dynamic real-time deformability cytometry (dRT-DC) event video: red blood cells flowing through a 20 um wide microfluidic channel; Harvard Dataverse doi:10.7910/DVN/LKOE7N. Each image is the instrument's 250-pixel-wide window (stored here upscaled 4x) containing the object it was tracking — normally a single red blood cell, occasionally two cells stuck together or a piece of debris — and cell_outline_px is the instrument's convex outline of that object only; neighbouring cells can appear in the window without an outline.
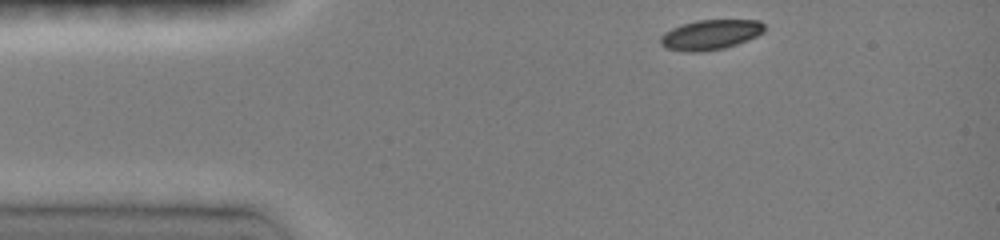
{"species": "common noctule bat (a hibernating species)", "species_latin": "Nyctalus noctula", "temperature_condition": "room temperature", "stored_images_in_passage": 36, "camera_frame_rate_fps": 3000, "um_per_image_px": 0.085, "animal": {"sex": "female", "body_mass_g": 19.0, "forearm_length_mm": 51.5}, "frame": {"image": 1, "passage_image": 1, "time_ms": 0.0, "image_size_px": [1000, 240], "cell_outline_px": [[764, 32], [748, 40], [724, 48], [700, 52], [684, 52], [664, 48], [660, 44], [660, 36], [664, 32], [672, 28], [696, 20], [760, 20], [764, 24]], "centroid_in_image_um": [60.36, 2.96], "position_along_channel_um": 24.6, "area_um2": 18.26}}
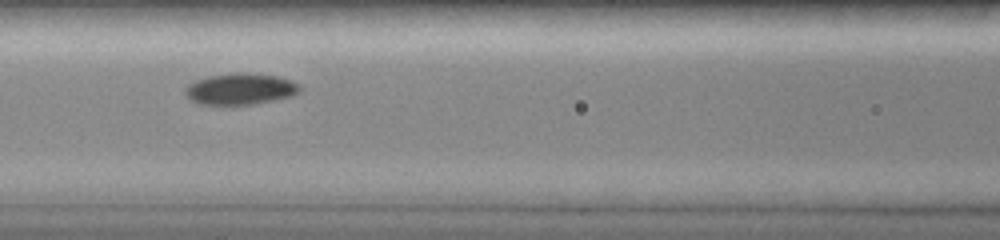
{"frame": {"image": 2, "passage_image": 14, "time_ms": 4.333, "image_size_px": [1000, 240], "cell_outline_px": [[300, 92], [292, 96], [252, 104], [196, 104], [184, 92], [184, 88], [188, 84], [196, 80], [208, 76], [236, 72], [244, 72], [280, 76], [292, 80], [300, 84]], "centroid_in_image_um": [20.45, 7.54], "position_along_channel_um": 146.2, "area_um2": 21.04}}
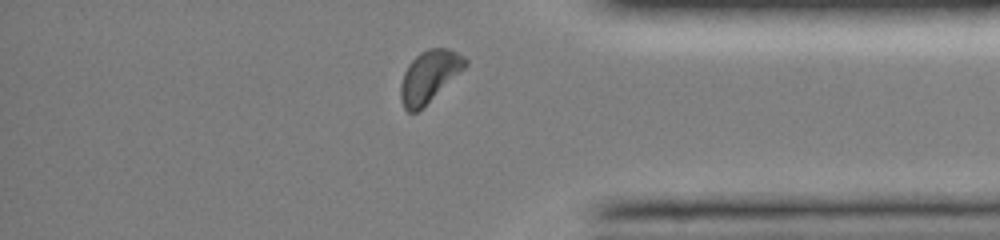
{"frame": {"image": 3, "passage_image": 33, "time_ms": 10.667, "image_size_px": [1000, 240], "cell_outline_px": [[468, 64], [464, 68], [416, 112], [408, 112], [404, 108], [400, 100], [400, 84], [404, 72], [408, 64], [420, 52], [428, 48], [448, 48], [464, 56], [468, 60]], "centroid_in_image_um": [36.46, 6.45], "position_along_channel_um": 398.7, "area_um2": 19.02}, "authors_computed_cell_mechanics": {"area_um2": 19.7965, "velocity_mm_per_s": 4.0671, "shape_relaxation_time_tau1_ms": 2.3081, "shape_relaxation_time_tau2_ms": null, "deformation_change_tau1": 0.1044, "deformation_change_tau2": null}}